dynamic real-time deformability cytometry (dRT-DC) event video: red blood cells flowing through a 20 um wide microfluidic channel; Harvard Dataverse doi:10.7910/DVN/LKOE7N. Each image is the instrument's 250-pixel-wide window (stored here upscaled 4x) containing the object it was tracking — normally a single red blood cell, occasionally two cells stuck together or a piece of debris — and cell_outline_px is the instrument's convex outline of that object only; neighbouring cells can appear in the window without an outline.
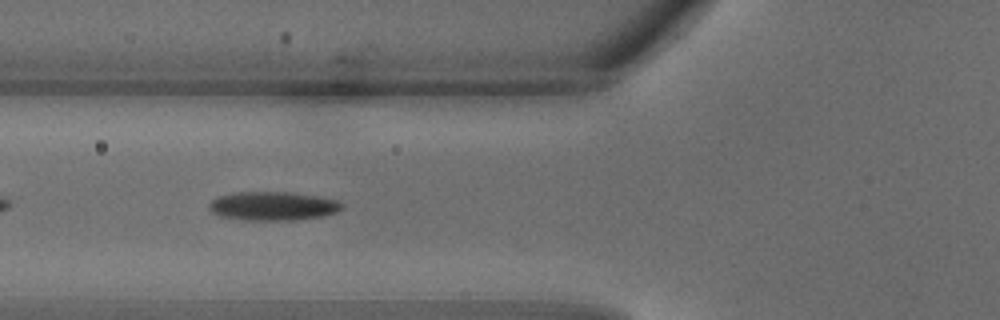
{"species": "common noctule bat (a hibernating species)", "species_latin": "Nyctalus noctula", "temperature_condition": "warm", "stored_images_in_passage": 31, "camera_frame_rate_fps": 3000, "um_per_image_px": 0.085, "animal": {"sex": "male", "body_mass_g": 18.8}, "frame": {"image": 1, "passage_image": 11, "time_ms": 3.333, "image_size_px": [1000, 320], "cell_outline_px": [[344, 208], [336, 212], [320, 216], [292, 220], [248, 220], [220, 216], [212, 212], [208, 208], [208, 204], [216, 196], [236, 192], [292, 192], [316, 196], [336, 200], [344, 204]], "centroid_in_image_um": [23.17, 17.5], "position_along_channel_um": 102.6, "area_um2": 22.25}}
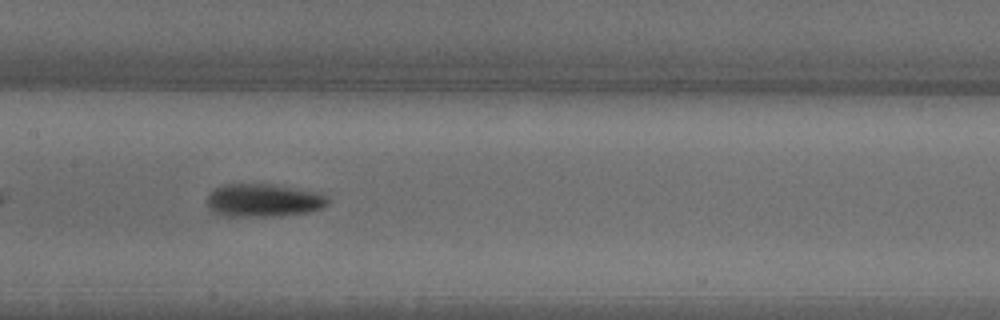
{"frame": {"image": 2, "passage_image": 15, "time_ms": 4.667, "image_size_px": [1000, 320], "cell_outline_px": [[328, 204], [320, 208], [304, 212], [272, 216], [228, 216], [216, 212], [208, 204], [208, 196], [216, 188], [224, 184], [272, 184], [320, 192], [328, 196]], "centroid_in_image_um": [22.44, 17.01], "position_along_channel_um": 185.0, "area_um2": 22.83}}
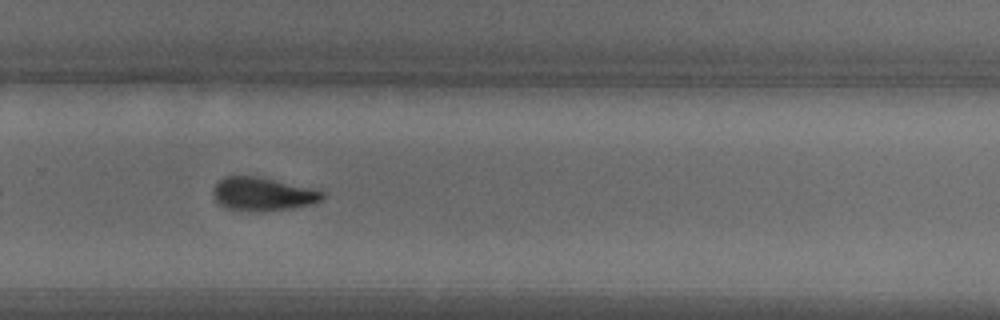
{"frame": {"image": 3, "passage_image": 21, "time_ms": 6.667, "image_size_px": [1000, 320], "cell_outline_px": [[324, 196], [316, 204], [292, 208], [256, 212], [248, 212], [224, 208], [216, 200], [212, 192], [212, 188], [224, 176], [260, 176], [320, 188], [324, 192]], "centroid_in_image_um": [22.4, 16.49], "position_along_channel_um": 307.4, "area_um2": 22.08}}